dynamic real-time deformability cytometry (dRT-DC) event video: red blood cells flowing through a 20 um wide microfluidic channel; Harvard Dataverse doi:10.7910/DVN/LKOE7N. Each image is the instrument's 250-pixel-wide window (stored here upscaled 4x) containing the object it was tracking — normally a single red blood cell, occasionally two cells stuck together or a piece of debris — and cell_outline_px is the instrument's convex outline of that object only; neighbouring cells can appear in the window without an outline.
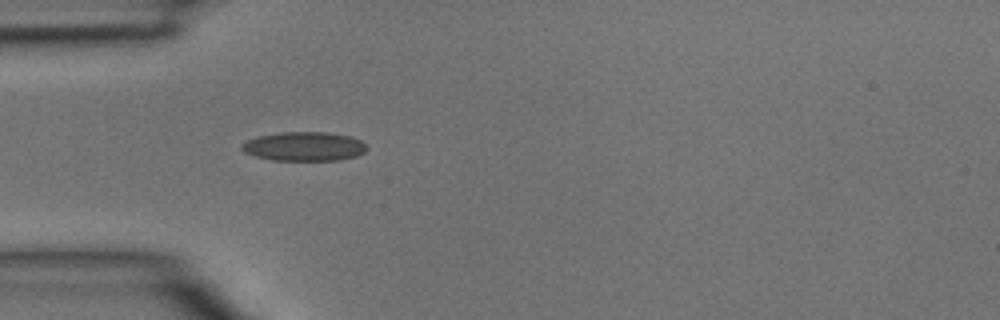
{"species": "common noctule bat (a hibernating species)", "species_latin": "Nyctalus noctula", "temperature_condition": "room temperature", "stored_images_in_passage": 2, "camera_frame_rate_fps": 3000, "um_per_image_px": 0.085, "animal": {"sex": "male", "body_mass_g": 15.6}, "frame": {"image": 1, "passage_image": 2, "time_ms": 0.333, "image_size_px": [1000, 320], "cell_outline_px": [[368, 148], [364, 152], [356, 156], [340, 160], [272, 160], [256, 156], [244, 152], [240, 148], [240, 144], [256, 136], [280, 132], [328, 132], [348, 136], [360, 140]], "centroid_in_image_um": [25.82, 12.44], "position_along_channel_um": 59.2, "area_um2": 21.21}}